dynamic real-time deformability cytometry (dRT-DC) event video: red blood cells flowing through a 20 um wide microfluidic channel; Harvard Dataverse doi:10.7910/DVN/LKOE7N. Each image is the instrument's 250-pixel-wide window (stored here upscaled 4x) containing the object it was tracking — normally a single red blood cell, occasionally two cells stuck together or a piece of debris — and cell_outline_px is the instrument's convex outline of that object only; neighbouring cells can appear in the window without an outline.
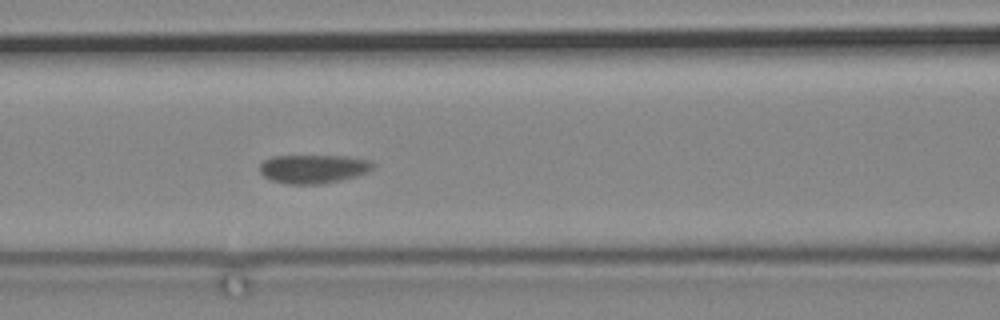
{"species": "common noctule bat (a hibernating species)", "species_latin": "Nyctalus noctula", "temperature_condition": "cold", "stored_images_in_passage": 4, "camera_frame_rate_fps": 3000, "um_per_image_px": 0.085, "animal": {"sex": "male", "body_mass_g": 19.2, "forearm_length_mm": 51.8}, "frame": {"image": 1, "passage_image": 4, "time_ms": 3.333, "image_size_px": [1000, 320], "cell_outline_px": [[376, 164], [368, 172], [356, 176], [340, 180], [320, 184], [288, 184], [272, 180], [264, 176], [260, 172], [260, 164], [264, 160], [272, 156], [348, 156], [372, 160]], "centroid_in_image_um": [26.67, 14.34], "position_along_channel_um": 139.9, "area_um2": 19.02}}